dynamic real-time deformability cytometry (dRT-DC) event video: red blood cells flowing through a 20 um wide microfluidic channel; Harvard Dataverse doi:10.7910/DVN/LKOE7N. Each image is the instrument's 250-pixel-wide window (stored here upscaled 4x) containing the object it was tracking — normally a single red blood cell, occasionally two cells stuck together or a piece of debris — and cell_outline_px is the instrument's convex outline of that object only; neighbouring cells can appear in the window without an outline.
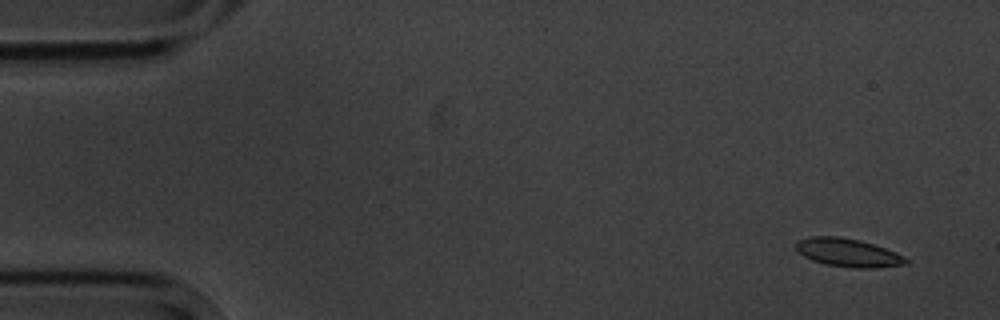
{"species": "common noctule bat (a hibernating species)", "species_latin": "Nyctalus noctula", "temperature_condition": "cold", "stored_images_in_passage": 4, "camera_frame_rate_fps": 3000, "um_per_image_px": 0.085, "animal": {"sex": "male", "body_mass_g": 20.1, "forearm_length_mm": 53.5}, "frame": {"image": 1, "passage_image": 1, "time_ms": 0.0, "image_size_px": [1000, 320], "cell_outline_px": [[908, 264], [872, 268], [856, 268], [824, 264], [812, 260], [804, 256], [796, 248], [796, 240], [808, 236], [840, 236], [860, 240], [896, 252], [904, 256], [908, 260]], "centroid_in_image_um": [72.07, 21.46], "position_along_channel_um": 12.9, "area_um2": 18.15}}
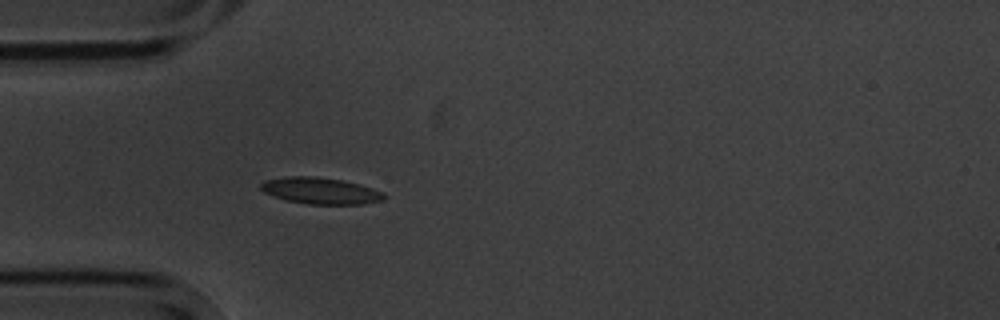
{"frame": {"image": 2, "passage_image": 4, "time_ms": 4.333, "image_size_px": [1000, 320], "cell_outline_px": [[384, 200], [364, 204], [308, 204], [288, 200], [264, 192], [260, 188], [260, 184], [264, 180], [288, 176], [316, 176], [344, 180], [360, 184], [384, 192]], "centroid_in_image_um": [27.27, 16.2], "position_along_channel_um": 57.7, "area_um2": 19.02}}